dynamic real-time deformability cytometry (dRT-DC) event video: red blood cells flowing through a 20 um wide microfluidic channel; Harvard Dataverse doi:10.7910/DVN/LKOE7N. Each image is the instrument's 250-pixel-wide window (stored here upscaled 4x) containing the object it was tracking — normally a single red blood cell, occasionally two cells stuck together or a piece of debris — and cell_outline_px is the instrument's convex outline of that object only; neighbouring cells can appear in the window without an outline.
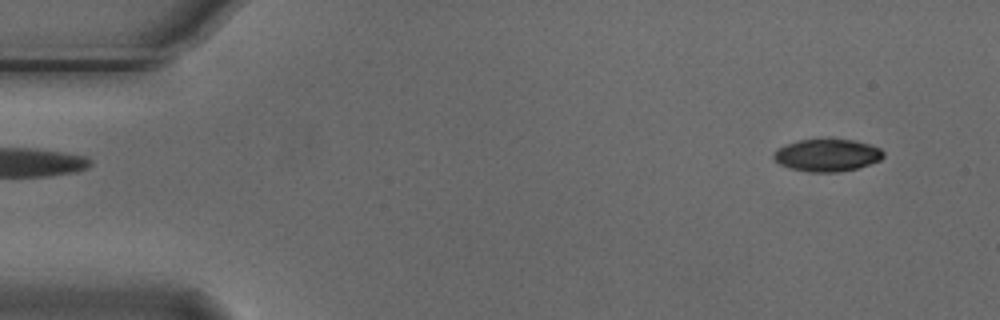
{"species": "Egyptian fruit bat (a non-hibernating species)", "species_latin": "Rousettus aegyptiacus", "temperature_condition": "cold", "stored_images_in_passage": 51, "camera_frame_rate_fps": 3000, "um_per_image_px": 0.085, "animal": {"sex": "male"}, "frame": {"image": 1, "passage_image": 1, "time_ms": 0.0, "image_size_px": [1000, 320], "cell_outline_px": [[884, 156], [880, 160], [856, 168], [840, 172], [812, 172], [792, 168], [780, 164], [772, 156], [780, 148], [788, 144], [800, 140], [852, 140], [868, 144], [880, 148], [884, 152]], "centroid_in_image_um": [70.35, 13.2], "position_along_channel_um": 14.7, "area_um2": 20.11}}
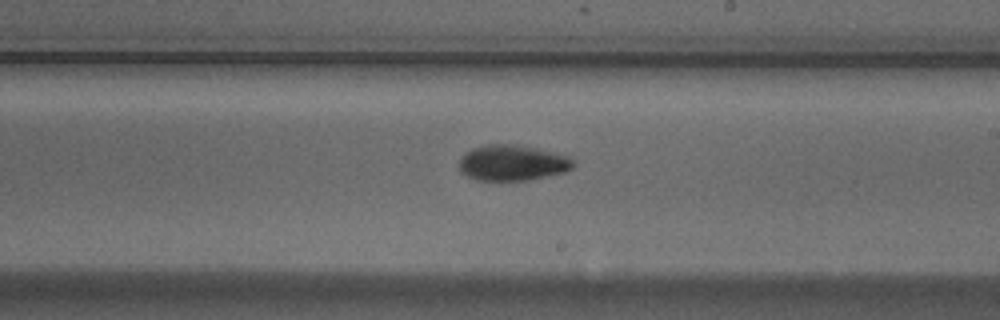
{"frame": {"image": 2, "passage_image": 28, "time_ms": 9.0, "image_size_px": [1000, 320], "cell_outline_px": [[572, 168], [564, 172], [528, 180], [476, 180], [460, 172], [460, 160], [472, 148], [488, 144], [512, 144], [536, 148], [572, 156]], "centroid_in_image_um": [43.57, 13.84], "position_along_channel_um": 245.4, "area_um2": 23.52}}
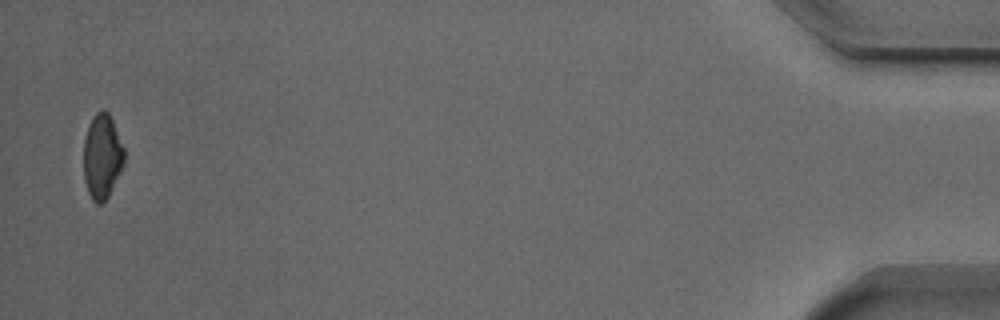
{"frame": {"image": 3, "passage_image": 50, "time_ms": 16.333, "image_size_px": [1000, 320], "cell_outline_px": [[124, 164], [108, 196], [100, 204], [96, 204], [92, 200], [88, 192], [84, 180], [84, 140], [88, 124], [92, 116], [96, 112], [104, 108], [108, 112], [112, 120], [124, 148]], "centroid_in_image_um": [8.67, 13.27], "position_along_channel_um": 426.5, "area_um2": 20.06}, "authors_computed_cell_mechanics": {"area_um2": 21.8484, "velocity_mm_per_s": 3.7565, "shape_relaxation_time_tau1_ms": 2.4764, "shape_relaxation_time_tau2_ms": null, "deformation_change_tau1": 0.1299, "deformation_change_tau2": null}}